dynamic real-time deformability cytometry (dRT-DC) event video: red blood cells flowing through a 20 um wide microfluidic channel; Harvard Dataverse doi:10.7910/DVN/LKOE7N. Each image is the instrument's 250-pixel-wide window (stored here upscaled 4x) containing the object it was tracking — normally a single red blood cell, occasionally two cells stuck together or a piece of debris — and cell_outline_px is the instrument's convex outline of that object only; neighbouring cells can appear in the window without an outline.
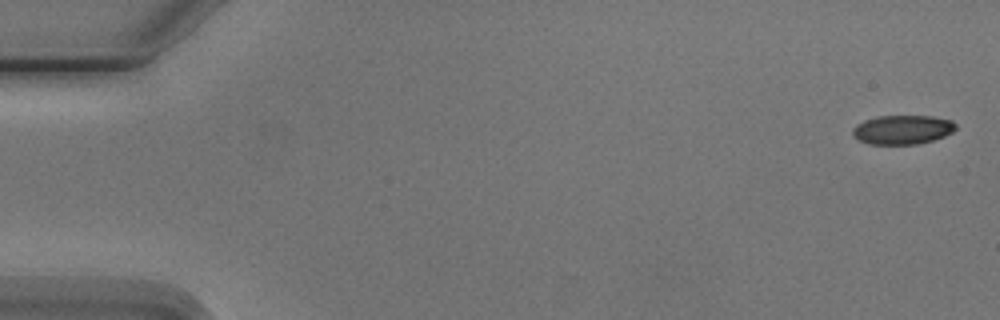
{"species": "Egyptian fruit bat (a non-hibernating species)", "species_latin": "Rousettus aegyptiacus", "temperature_condition": "cold", "stored_images_in_passage": 6, "camera_frame_rate_fps": 3000, "um_per_image_px": 0.085, "animal": {"sex": "male"}, "frame": {"image": 1, "passage_image": 1, "time_ms": 0.0, "image_size_px": [1000, 320], "cell_outline_px": [[956, 128], [952, 132], [944, 136], [932, 140], [916, 144], [868, 144], [852, 136], [852, 128], [856, 124], [864, 120], [876, 116], [932, 116], [952, 120], [956, 124]], "centroid_in_image_um": [76.68, 11.01], "position_along_channel_um": 8.3, "area_um2": 17.57}}
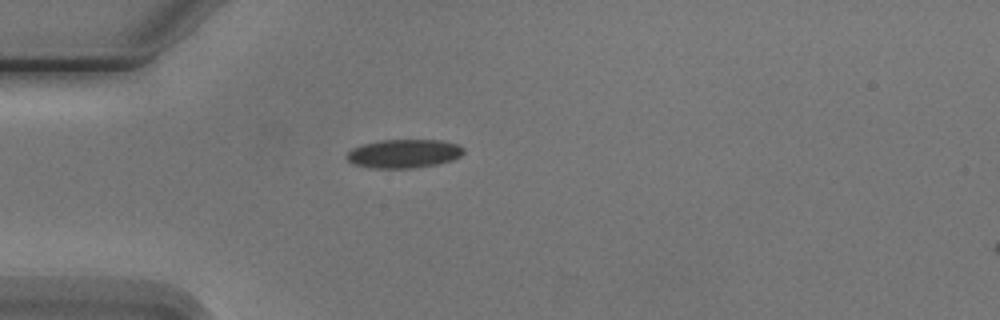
{"frame": {"image": 2, "passage_image": 5, "time_ms": 4.667, "image_size_px": [1000, 320], "cell_outline_px": [[464, 152], [460, 156], [452, 160], [436, 164], [412, 168], [368, 168], [352, 164], [344, 156], [352, 148], [364, 144], [380, 140], [440, 140], [456, 144], [464, 148]], "centroid_in_image_um": [34.29, 13.06], "position_along_channel_um": 50.7, "area_um2": 19.54}}